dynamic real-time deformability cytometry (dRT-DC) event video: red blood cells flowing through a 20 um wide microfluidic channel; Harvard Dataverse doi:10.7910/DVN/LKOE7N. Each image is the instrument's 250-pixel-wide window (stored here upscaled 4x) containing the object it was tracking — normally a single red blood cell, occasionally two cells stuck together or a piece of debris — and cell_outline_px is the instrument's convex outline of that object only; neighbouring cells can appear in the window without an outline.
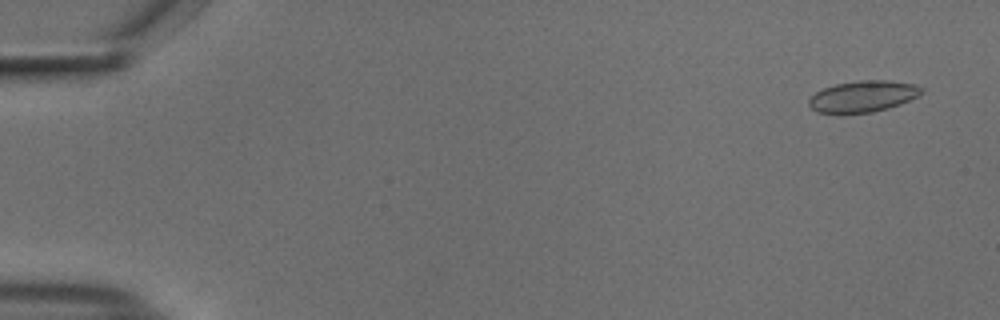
{"species": "common noctule bat (a hibernating species)", "species_latin": "Nyctalus noctula", "temperature_condition": "cold", "stored_images_in_passage": 55, "camera_frame_rate_fps": 3000, "um_per_image_px": 0.085, "animal": {"sex": "male", "body_mass_g": 18.8}, "frame": {"image": 1, "passage_image": 3, "time_ms": 0.667, "image_size_px": [1000, 320], "cell_outline_px": [[924, 92], [920, 96], [900, 104], [888, 108], [872, 112], [844, 116], [840, 116], [816, 112], [808, 104], [808, 100], [816, 92], [824, 88], [836, 84], [860, 80], [888, 80], [912, 84], [924, 88]], "centroid_in_image_um": [73.33, 8.23], "position_along_channel_um": 11.7, "area_um2": 21.21}}
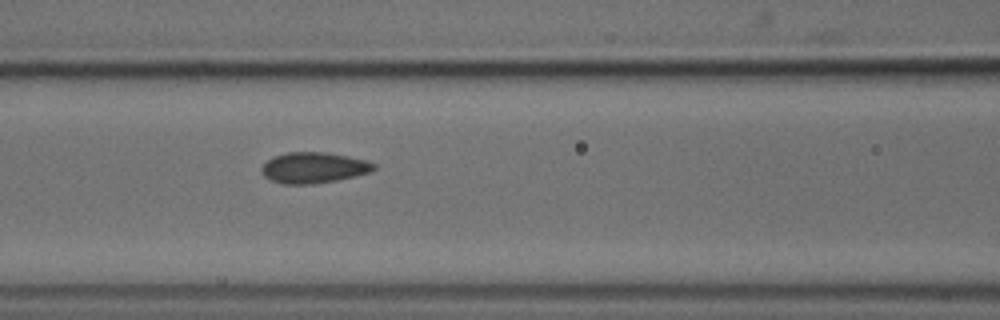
{"frame": {"image": 2, "passage_image": 24, "time_ms": 7.667, "image_size_px": [1000, 320], "cell_outline_px": [[376, 168], [372, 172], [356, 176], [336, 180], [312, 184], [280, 184], [264, 176], [260, 172], [260, 168], [268, 160], [276, 156], [288, 152], [324, 152], [348, 156], [368, 160], [376, 164]], "centroid_in_image_um": [26.69, 14.26], "position_along_channel_um": 139.9, "area_um2": 20.29}}
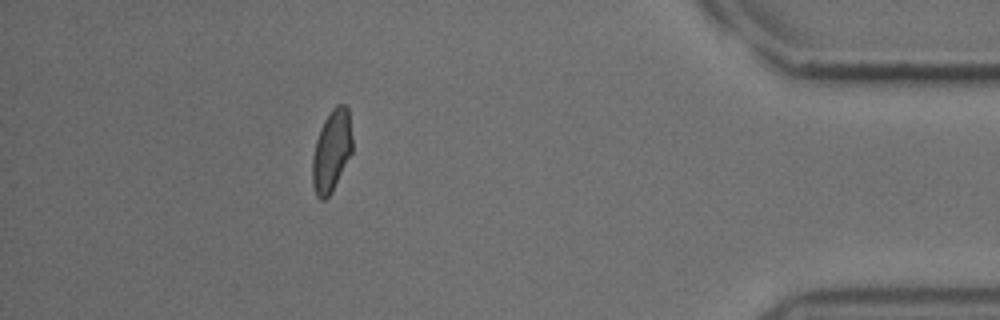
{"frame": {"image": 3, "passage_image": 49, "time_ms": 16.0, "image_size_px": [1000, 320], "cell_outline_px": [[352, 152], [332, 192], [324, 200], [320, 200], [316, 196], [312, 184], [312, 156], [316, 140], [320, 128], [324, 120], [332, 108], [336, 104], [344, 104], [348, 108], [352, 136]], "centroid_in_image_um": [28.18, 12.83], "position_along_channel_um": 407.0, "area_um2": 19.19}, "authors_computed_cell_mechanics": {"area_um2": 20.0566, "velocity_mm_per_s": 3.7273, "shape_relaxation_time_tau1_ms": 3.5701, "shape_relaxation_time_tau2_ms": 1.6592, "deformation_change_tau1": 0.0883, "deformation_change_tau2": 0.0432}}